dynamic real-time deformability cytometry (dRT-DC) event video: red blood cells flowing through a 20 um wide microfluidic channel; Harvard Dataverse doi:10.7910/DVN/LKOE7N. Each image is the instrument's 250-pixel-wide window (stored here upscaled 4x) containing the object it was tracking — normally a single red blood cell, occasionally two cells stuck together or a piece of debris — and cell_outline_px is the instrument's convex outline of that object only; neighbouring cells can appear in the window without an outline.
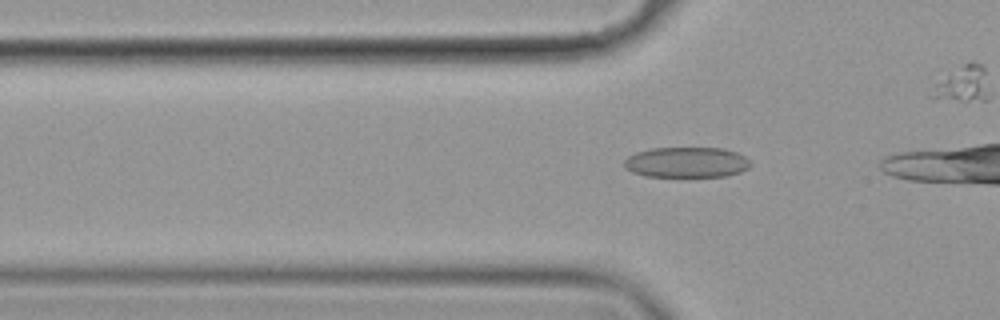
{"species": "common noctule bat (a hibernating species)", "species_latin": "Nyctalus noctula", "temperature_condition": "cold", "stored_images_in_passage": 15, "camera_frame_rate_fps": 3000, "um_per_image_px": 0.085, "animal": {"sex": "female", "body_mass_g": 19.9}, "frame": {"image": 1, "passage_image": 9, "time_ms": 2.667, "image_size_px": [1000, 320], "cell_outline_px": [[752, 164], [748, 168], [740, 172], [724, 176], [644, 176], [632, 172], [624, 168], [624, 160], [628, 156], [636, 152], [652, 148], [724, 148], [736, 152], [744, 156]], "centroid_in_image_um": [58.34, 13.79], "position_along_channel_um": 67.5, "area_um2": 22.43}}
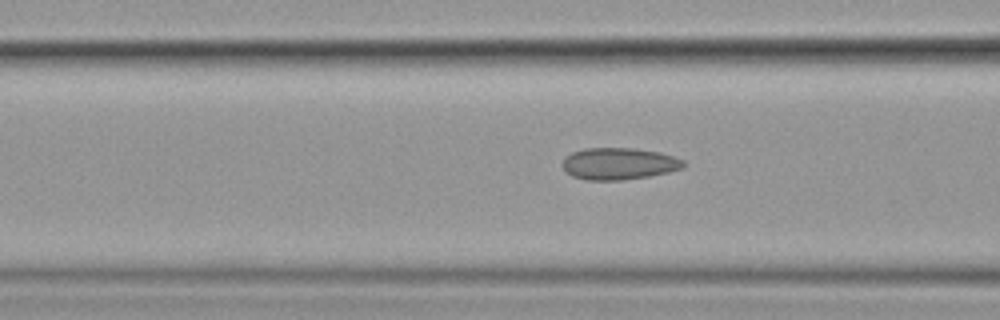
{"frame": {"image": 2, "passage_image": 13, "time_ms": 4.0, "image_size_px": [1000, 320], "cell_outline_px": [[684, 168], [668, 172], [648, 176], [620, 180], [584, 180], [572, 176], [564, 172], [564, 160], [572, 152], [584, 148], [632, 148], [660, 152], [684, 160]], "centroid_in_image_um": [52.6, 13.91], "position_along_channel_um": 114.0, "area_um2": 22.37}}